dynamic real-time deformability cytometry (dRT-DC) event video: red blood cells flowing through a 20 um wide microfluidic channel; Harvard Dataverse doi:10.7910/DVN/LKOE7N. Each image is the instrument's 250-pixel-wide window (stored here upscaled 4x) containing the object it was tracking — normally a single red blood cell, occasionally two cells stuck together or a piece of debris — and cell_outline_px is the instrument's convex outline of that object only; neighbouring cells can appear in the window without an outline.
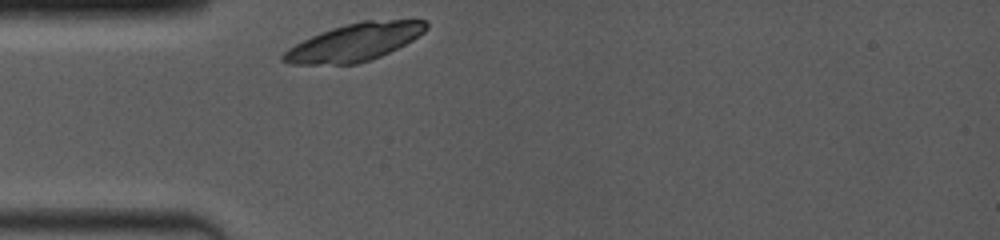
{"species": "common noctule bat (a hibernating species)", "species_latin": "Nyctalus noctula", "temperature_condition": "room temperature", "stored_images_in_passage": 1, "camera_frame_rate_fps": 4000, "um_per_image_px": 0.085, "animal": {"sex": "female", "body_mass_g": 19.0, "forearm_length_mm": 53.3}, "frame": {"image": 1, "passage_image": 1, "time_ms": 0.0, "image_size_px": [1000, 240], "cell_outline_px": [[428, 28], [424, 32], [412, 40], [380, 56], [356, 64], [288, 64], [280, 60], [280, 56], [288, 48], [320, 32], [332, 28], [364, 20], [428, 20]], "centroid_in_image_um": [30.12, 3.59], "position_along_channel_um": 54.9, "area_um2": 30.87}}